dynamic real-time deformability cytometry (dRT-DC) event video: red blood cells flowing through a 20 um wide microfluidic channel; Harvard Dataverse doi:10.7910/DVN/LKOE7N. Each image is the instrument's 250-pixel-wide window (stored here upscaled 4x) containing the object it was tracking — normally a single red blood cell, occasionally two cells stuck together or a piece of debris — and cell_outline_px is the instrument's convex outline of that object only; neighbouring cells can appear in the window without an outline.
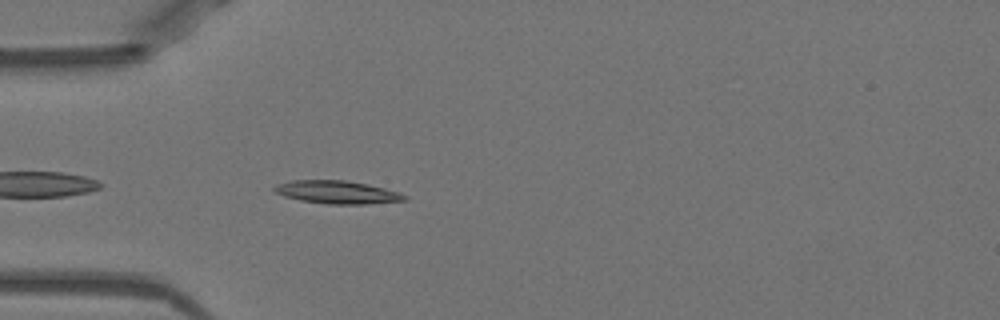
{"species": "Egyptian fruit bat (a non-hibernating species)", "species_latin": "Rousettus aegyptiacus", "temperature_condition": "warm", "stored_images_in_passage": 39, "camera_frame_rate_fps": 3000, "um_per_image_px": 0.085, "animal": {"sex": "female"}, "frame": {"image": 1, "passage_image": 2, "time_ms": 0.333, "image_size_px": [1000, 320], "cell_outline_px": [[408, 200], [364, 204], [328, 204], [300, 200], [284, 196], [276, 192], [272, 188], [276, 184], [292, 180], [344, 180], [368, 184], [400, 192], [408, 196]], "centroid_in_image_um": [28.68, 16.33], "position_along_channel_um": 56.3, "area_um2": 17.46}}
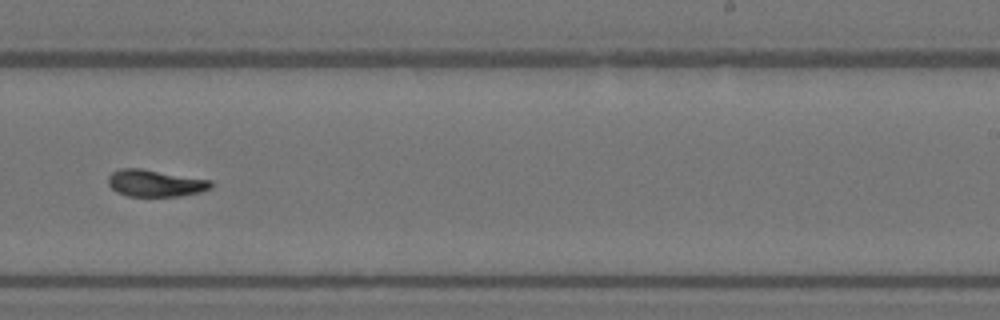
{"frame": {"image": 2, "passage_image": 19, "time_ms": 6.0, "image_size_px": [1000, 320], "cell_outline_px": [[212, 188], [200, 192], [180, 196], [128, 196], [116, 192], [108, 184], [108, 176], [112, 172], [120, 168], [140, 168], [212, 180]], "centroid_in_image_um": [13.19, 15.57], "position_along_channel_um": 275.8, "area_um2": 16.18}}
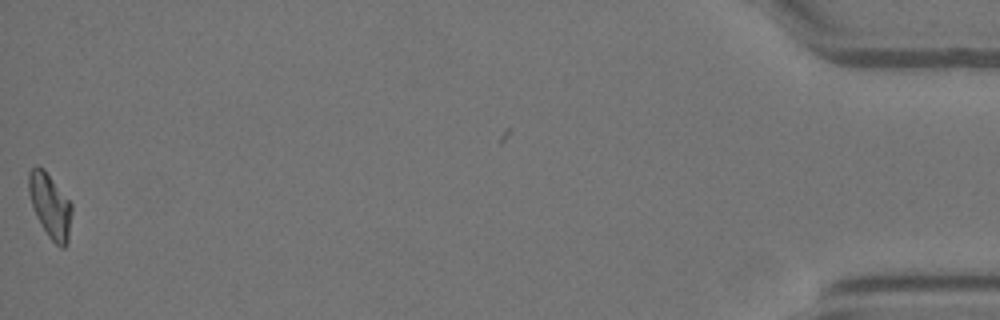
{"frame": {"image": 3, "passage_image": 38, "time_ms": 12.333, "image_size_px": [1000, 320], "cell_outline_px": [[72, 212], [68, 244], [64, 248], [60, 248], [48, 236], [36, 216], [28, 192], [28, 172], [36, 164], [44, 168], [72, 204]], "centroid_in_image_um": [4.26, 17.48], "position_along_channel_um": 430.9, "area_um2": 16.3}, "authors_computed_cell_mechanics": {"area_um2": 16.0684, "velocity_mm_per_s": 3.9645, "shape_relaxation_time_tau1_ms": 10.0084, "shape_relaxation_time_tau2_ms": 2.6092, "deformation_change_tau1": 0.2394, "deformation_change_tau2": 0.0813}}